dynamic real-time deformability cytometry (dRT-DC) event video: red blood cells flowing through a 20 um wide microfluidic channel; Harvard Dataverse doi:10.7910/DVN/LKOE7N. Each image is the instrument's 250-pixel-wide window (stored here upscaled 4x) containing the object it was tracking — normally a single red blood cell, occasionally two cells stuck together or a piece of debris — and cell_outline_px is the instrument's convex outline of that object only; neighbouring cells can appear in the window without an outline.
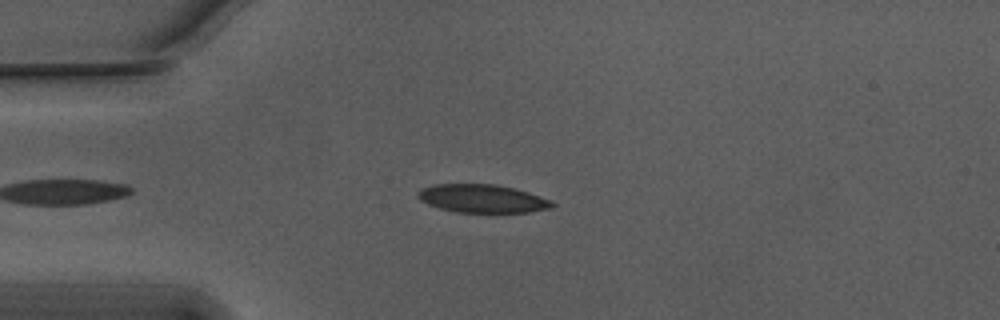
{"species": "Egyptian fruit bat (a non-hibernating species)", "species_latin": "Rousettus aegyptiacus", "temperature_condition": "warm", "stored_images_in_passage": 43, "camera_frame_rate_fps": 3000, "um_per_image_px": 0.085, "animal": {"sex": "male"}, "frame": {"image": 1, "passage_image": 8, "time_ms": 2.333, "image_size_px": [1000, 320], "cell_outline_px": [[556, 204], [552, 208], [528, 212], [456, 212], [440, 208], [428, 204], [420, 200], [416, 196], [424, 188], [432, 184], [496, 184], [528, 192], [552, 200]], "centroid_in_image_um": [41.03, 16.88], "position_along_channel_um": 44.0, "area_um2": 21.96}}
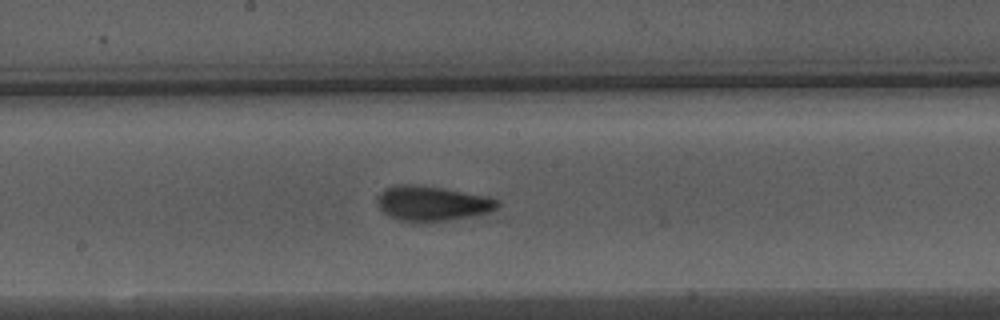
{"frame": {"image": 2, "passage_image": 23, "time_ms": 7.333, "image_size_px": [1000, 320], "cell_outline_px": [[500, 204], [496, 208], [488, 212], [448, 220], [400, 220], [384, 212], [380, 208], [376, 196], [384, 188], [396, 184], [412, 184], [440, 188], [488, 196], [496, 200]], "centroid_in_image_um": [36.7, 17.25], "position_along_channel_um": 211.5, "area_um2": 23.7}}
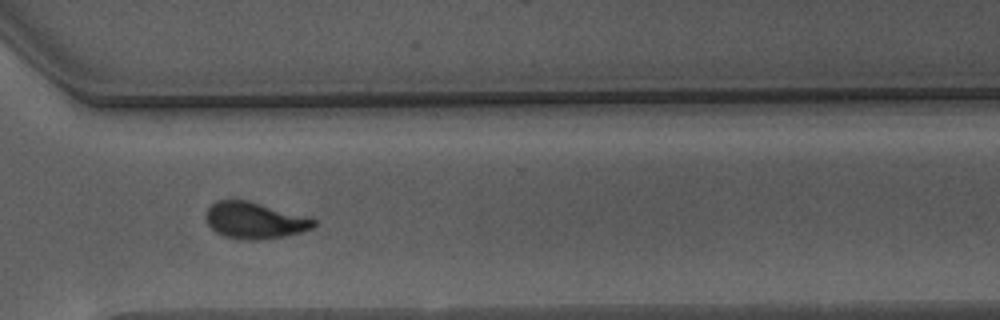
{"frame": {"image": 3, "passage_image": 34, "time_ms": 11.0, "image_size_px": [1000, 320], "cell_outline_px": [[316, 224], [312, 228], [300, 232], [284, 236], [248, 240], [224, 236], [216, 232], [208, 224], [204, 216], [204, 212], [216, 200], [248, 200], [312, 216], [316, 220]], "centroid_in_image_um": [21.67, 18.7], "position_along_channel_um": 348.9, "area_um2": 23.18}, "authors_computed_cell_mechanics": {"area_um2": 22.7154, "velocity_mm_per_s": 3.7511, "shape_relaxation_time_tau1_ms": 4.4029, "shape_relaxation_time_tau2_ms": 1.2291, "deformation_change_tau1": 0.1598, "deformation_change_tau2": 0.0842}}